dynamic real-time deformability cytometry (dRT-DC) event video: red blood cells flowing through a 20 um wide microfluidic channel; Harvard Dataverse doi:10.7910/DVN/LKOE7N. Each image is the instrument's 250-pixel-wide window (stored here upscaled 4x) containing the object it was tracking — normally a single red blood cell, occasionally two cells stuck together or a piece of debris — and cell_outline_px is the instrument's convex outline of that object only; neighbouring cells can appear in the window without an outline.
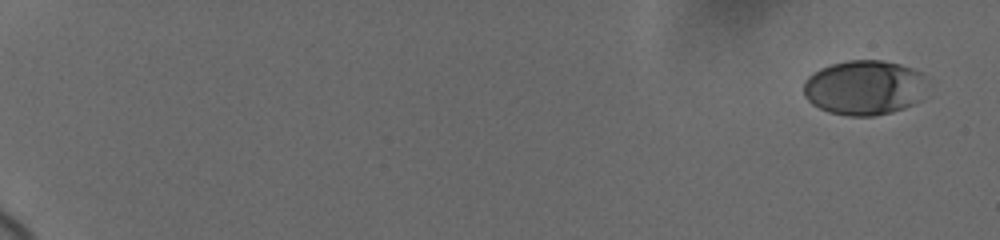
{"species": "human", "species_latin": "Homo sapiens", "temperature_condition": "cold", "stored_images_in_passage": 10, "camera_frame_rate_fps": 3000, "um_per_image_px": 0.085, "donor": {"sex": "female"}, "frame": {"image": 1, "passage_image": 1, "time_ms": 0.0, "image_size_px": [1000, 240], "cell_outline_px": [[924, 76], [912, 104], [892, 112], [872, 116], [848, 116], [828, 112], [812, 104], [804, 96], [804, 80], [808, 76], [820, 68], [832, 64], [848, 60], [880, 60], [900, 64], [912, 68], [920, 72]], "centroid_in_image_um": [73.33, 7.44], "position_along_channel_um": 11.7, "area_um2": 38.61}}
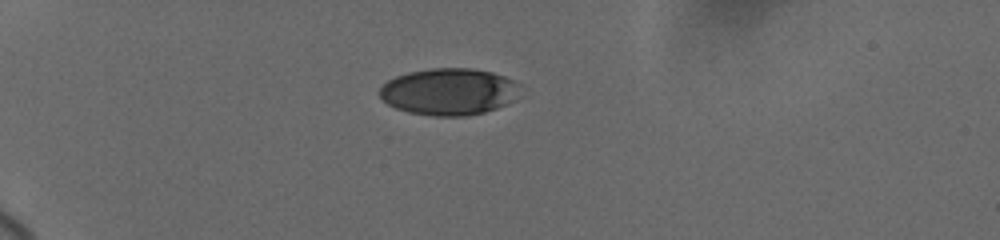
{"frame": {"image": 2, "passage_image": 7, "time_ms": 5.333, "image_size_px": [1000, 240], "cell_outline_px": [[520, 84], [504, 104], [496, 108], [484, 112], [464, 116], [432, 116], [408, 112], [396, 108], [388, 104], [380, 96], [380, 88], [388, 80], [396, 76], [408, 72], [432, 68], [472, 68], [492, 72], [504, 76]], "centroid_in_image_um": [38.08, 7.78], "position_along_channel_um": 46.9, "area_um2": 37.69}}
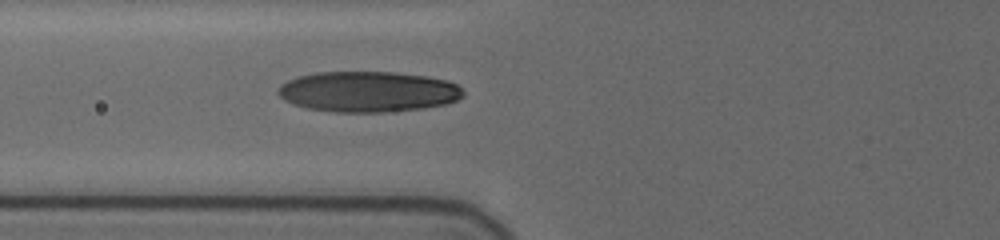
{"frame": {"image": 3, "passage_image": 10, "time_ms": 8.0, "image_size_px": [1000, 240], "cell_outline_px": [[464, 96], [456, 100], [444, 104], [420, 108], [380, 112], [336, 112], [308, 108], [292, 104], [284, 100], [276, 92], [280, 84], [288, 80], [300, 76], [316, 72], [392, 72], [428, 76], [448, 80], [456, 84], [464, 92]], "centroid_in_image_um": [31.26, 7.78], "position_along_channel_um": 94.5, "area_um2": 43.75}}